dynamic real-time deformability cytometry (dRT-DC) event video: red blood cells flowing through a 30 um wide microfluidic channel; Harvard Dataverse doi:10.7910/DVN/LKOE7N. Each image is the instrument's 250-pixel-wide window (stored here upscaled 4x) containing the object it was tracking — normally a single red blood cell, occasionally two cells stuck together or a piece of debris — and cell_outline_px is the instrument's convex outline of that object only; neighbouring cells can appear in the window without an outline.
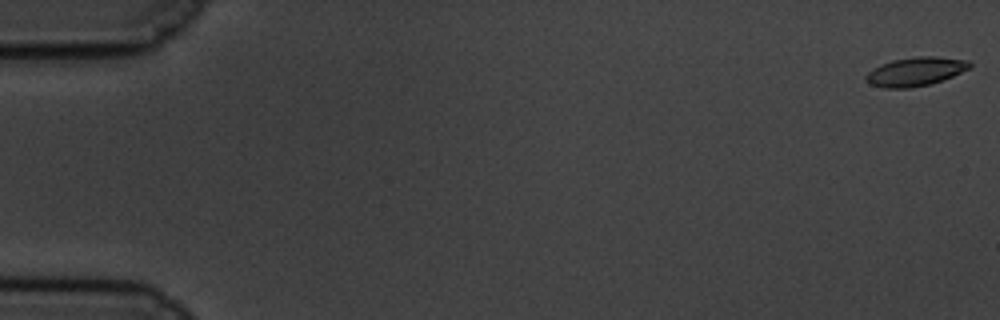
{"species": "common noctule bat (a hibernating species)", "species_latin": "Nyctalus noctula", "temperature_condition": "cold", "stored_images_in_passage": 60, "camera_frame_rate_fps": 3000, "um_per_image_px": 0.085, "animal": {"sex": "male", "body_mass_g": 19.5, "forearm_length_mm": 54.6}, "frame": {"image": 1, "passage_image": 1, "time_ms": 0.0, "image_size_px": [1000, 320], "cell_outline_px": [[972, 68], [952, 76], [928, 84], [912, 88], [884, 88], [868, 84], [864, 80], [864, 76], [868, 72], [880, 64], [892, 60], [916, 56], [936, 56], [968, 60], [972, 64]], "centroid_in_image_um": [77.79, 6.08], "position_along_channel_um": 7.2, "area_um2": 17.57}}
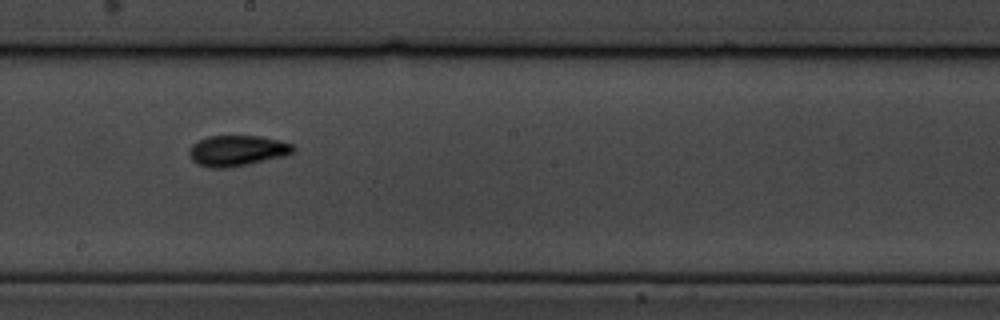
{"frame": {"image": 2, "passage_image": 34, "time_ms": 11.0, "image_size_px": [1000, 320], "cell_outline_px": [[296, 148], [292, 152], [284, 156], [248, 164], [228, 168], [212, 168], [196, 164], [188, 156], [188, 148], [192, 144], [208, 136], [260, 136], [280, 140], [292, 144]], "centroid_in_image_um": [20.12, 12.81], "position_along_channel_um": 228.1, "area_um2": 18.73}}
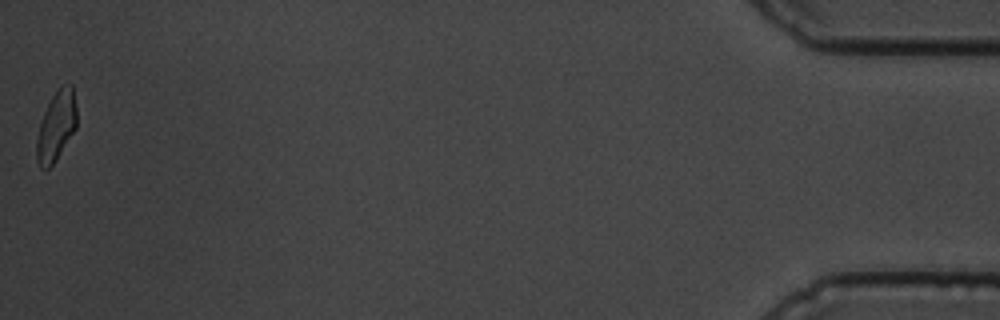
{"frame": {"image": 3, "passage_image": 60, "time_ms": 19.667, "image_size_px": [1000, 320], "cell_outline_px": [[76, 128], [56, 160], [48, 168], [40, 168], [36, 160], [36, 140], [40, 124], [44, 112], [52, 96], [60, 84], [72, 84], [76, 104]], "centroid_in_image_um": [4.78, 10.7], "position_along_channel_um": 430.4, "area_um2": 16.3}, "authors_computed_cell_mechanics": {"area_um2": 17.3111, "velocity_mm_per_s": 3.3902, "shape_relaxation_time_tau1_ms": 4.2693, "shape_relaxation_time_tau2_ms": 4.449, "deformation_change_tau1": 0.1363, "deformation_change_tau2": 0.0921}}